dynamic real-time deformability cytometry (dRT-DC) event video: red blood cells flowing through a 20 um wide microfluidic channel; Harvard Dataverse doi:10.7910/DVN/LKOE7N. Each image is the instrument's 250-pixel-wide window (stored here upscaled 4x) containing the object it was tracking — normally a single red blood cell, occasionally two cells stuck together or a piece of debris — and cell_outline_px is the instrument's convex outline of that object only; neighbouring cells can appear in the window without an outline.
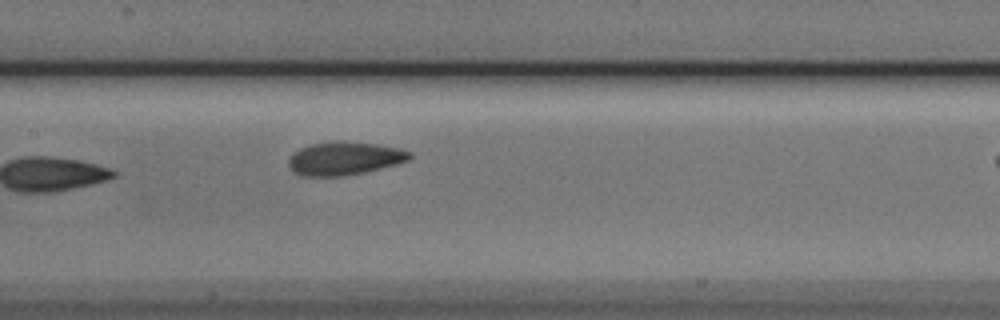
{"species": "Egyptian fruit bat (a non-hibernating species)", "species_latin": "Rousettus aegyptiacus", "temperature_condition": "cold", "stored_images_in_passage": 8, "segment_of_instrument_passage": [1, 2], "camera_frame_rate_fps": 3000, "um_per_image_px": 0.085, "animal": {"sex": "male"}, "frame": {"image": 1, "passage_image": 7, "time_ms": 2.0, "image_size_px": [1000, 320], "cell_outline_px": [[412, 160], [368, 172], [344, 176], [300, 176], [292, 172], [288, 168], [288, 160], [292, 152], [300, 148], [312, 144], [336, 140], [376, 144], [400, 148], [412, 152]], "centroid_in_image_um": [29.28, 13.47], "position_along_channel_um": 178.1, "area_um2": 24.04}}